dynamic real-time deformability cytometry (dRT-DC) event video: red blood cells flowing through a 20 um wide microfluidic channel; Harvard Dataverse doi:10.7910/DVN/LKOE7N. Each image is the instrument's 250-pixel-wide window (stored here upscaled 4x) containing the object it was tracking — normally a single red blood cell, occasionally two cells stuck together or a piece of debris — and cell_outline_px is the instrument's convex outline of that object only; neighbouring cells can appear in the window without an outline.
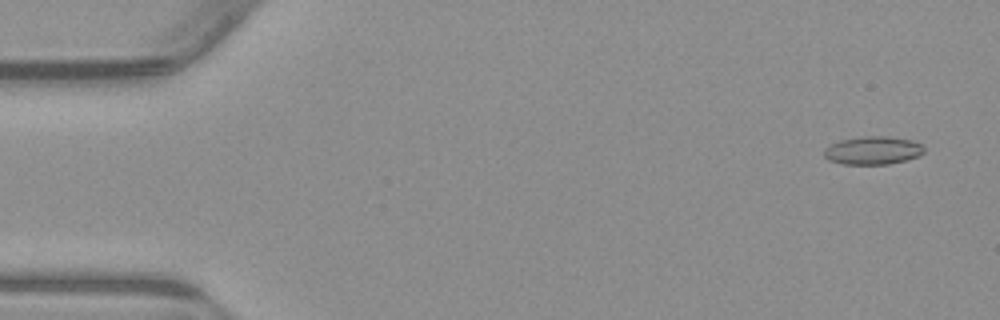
{"species": "common noctule bat (a hibernating species)", "species_latin": "Nyctalus noctula", "temperature_condition": "warm", "stored_images_in_passage": 54, "camera_frame_rate_fps": 3000, "um_per_image_px": 0.085, "animal": {"sex": "male", "body_mass_g": 23.1, "forearm_length_mm": 52.7}, "frame": {"image": 1, "passage_image": 3, "time_ms": 0.667, "image_size_px": [1000, 320], "cell_outline_px": [[924, 152], [920, 156], [908, 160], [888, 164], [844, 164], [828, 160], [824, 156], [824, 148], [840, 140], [864, 136], [884, 136], [912, 140], [924, 144]], "centroid_in_image_um": [74.23, 12.79], "position_along_channel_um": 10.8, "area_um2": 16.53}}
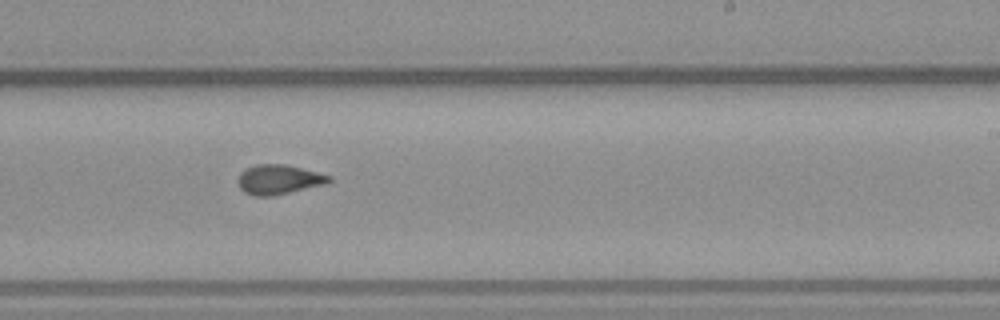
{"frame": {"image": 2, "passage_image": 33, "time_ms": 10.667, "image_size_px": [1000, 320], "cell_outline_px": [[332, 180], [328, 184], [272, 196], [256, 196], [244, 192], [240, 188], [236, 180], [240, 172], [244, 168], [256, 164], [284, 164], [332, 176]], "centroid_in_image_um": [23.67, 15.26], "position_along_channel_um": 265.3, "area_um2": 15.9}}
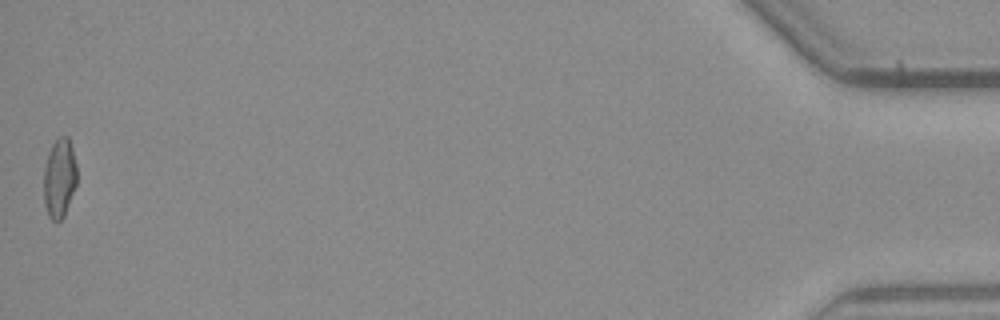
{"frame": {"image": 3, "passage_image": 54, "time_ms": 17.667, "image_size_px": [1000, 320], "cell_outline_px": [[76, 184], [64, 216], [60, 220], [52, 220], [48, 216], [44, 204], [44, 168], [48, 152], [52, 144], [60, 136], [68, 136], [72, 148], [76, 164]], "centroid_in_image_um": [5.04, 15.13], "position_along_channel_um": 430.2, "area_um2": 15.26}, "authors_computed_cell_mechanics": {"area_um2": 15.4904, "velocity_mm_per_s": 3.8505, "shape_relaxation_time_tau1_ms": null, "shape_relaxation_time_tau2_ms": 1.3985, "deformation_change_tau1": null, "deformation_change_tau2": 0.0822}}